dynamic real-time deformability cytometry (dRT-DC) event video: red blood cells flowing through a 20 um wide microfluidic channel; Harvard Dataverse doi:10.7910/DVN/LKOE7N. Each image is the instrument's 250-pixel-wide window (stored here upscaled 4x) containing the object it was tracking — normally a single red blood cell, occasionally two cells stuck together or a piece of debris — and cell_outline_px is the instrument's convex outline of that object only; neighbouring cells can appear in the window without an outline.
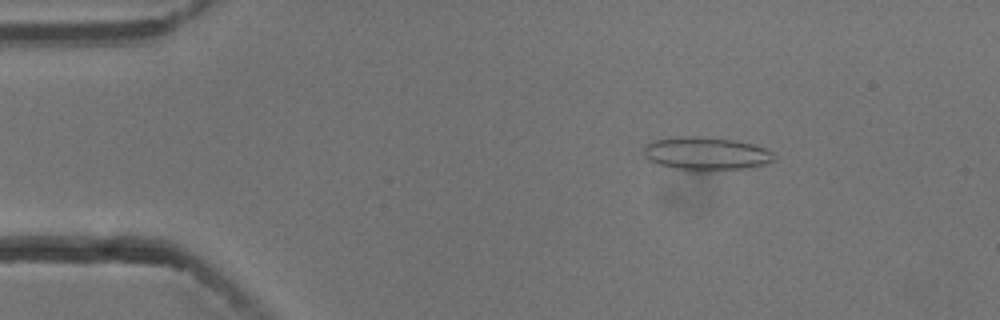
{"species": "common noctule bat (a hibernating species)", "species_latin": "Nyctalus noctula", "temperature_condition": "cold", "stored_images_in_passage": 54, "camera_frame_rate_fps": 3000, "um_per_image_px": 0.085, "animal": {"sex": "male", "body_mass_g": 13.3}, "frame": {"image": 1, "passage_image": 8, "time_ms": 2.333, "image_size_px": [1000, 320], "cell_outline_px": [[776, 160], [764, 164], [748, 168], [708, 172], [688, 172], [656, 164], [648, 160], [644, 156], [644, 144], [656, 140], [676, 136], [700, 136], [732, 140], [752, 144], [776, 152]], "centroid_in_image_um": [60.01, 13.09], "position_along_channel_um": 25.0, "area_um2": 26.07}}
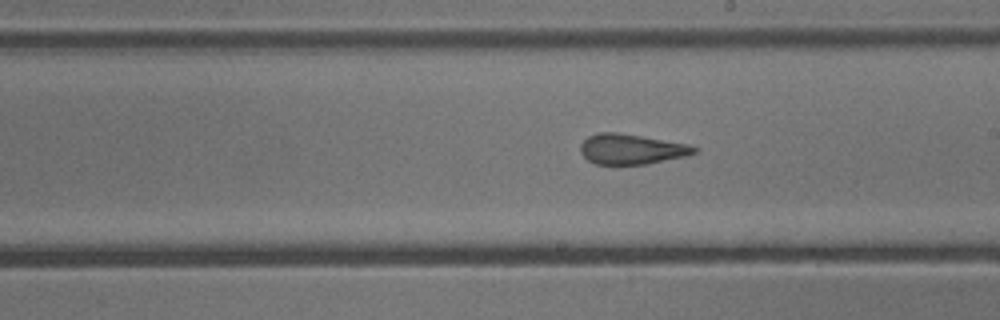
{"frame": {"image": 2, "passage_image": 30, "time_ms": 9.667, "image_size_px": [1000, 320], "cell_outline_px": [[700, 152], [688, 156], [648, 164], [596, 164], [588, 160], [580, 152], [580, 144], [588, 136], [596, 132], [616, 132], [688, 144], [700, 148]], "centroid_in_image_um": [53.71, 12.68], "position_along_channel_um": 235.3, "area_um2": 20.23}}
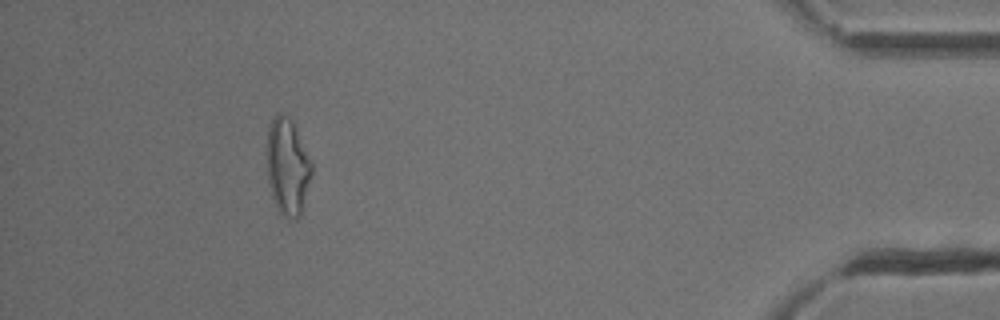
{"frame": {"image": 3, "passage_image": 49, "time_ms": 16.0, "image_size_px": [1000, 320], "cell_outline_px": [[312, 172], [300, 216], [296, 220], [288, 220], [280, 212], [272, 196], [268, 180], [268, 128], [272, 116], [276, 112], [280, 112], [292, 120], [312, 160]], "centroid_in_image_um": [24.46, 14.14], "position_along_channel_um": 410.7, "area_um2": 25.2}, "authors_computed_cell_mechanics": {"area_um2": 22.3975, "velocity_mm_per_s": 3.7709, "shape_relaxation_time_tau1_ms": null, "shape_relaxation_time_tau2_ms": 1.476, "deformation_change_tau1": null, "deformation_change_tau2": 0.0819}}